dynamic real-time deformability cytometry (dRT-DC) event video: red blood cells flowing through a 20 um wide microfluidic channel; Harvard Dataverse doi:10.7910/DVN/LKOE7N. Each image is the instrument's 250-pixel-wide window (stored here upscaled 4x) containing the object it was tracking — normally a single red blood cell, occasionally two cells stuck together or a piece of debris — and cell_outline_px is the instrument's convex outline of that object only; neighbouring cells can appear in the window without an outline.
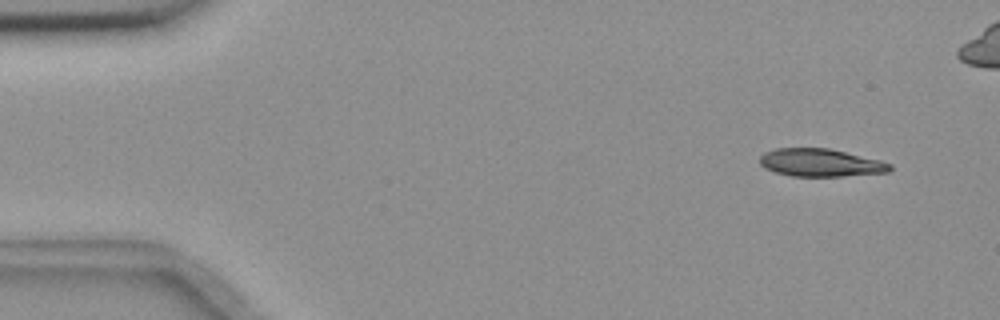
{"species": "common noctule bat (a hibernating species)", "species_latin": "Nyctalus noctula", "temperature_condition": "room temperature", "stored_images_in_passage": 5, "camera_frame_rate_fps": 3000, "um_per_image_px": 0.085, "animal": {"sex": "female", "body_mass_g": 18.4}, "frame": {"image": 1, "passage_image": 1, "time_ms": 0.0, "image_size_px": [1000, 320], "cell_outline_px": [[892, 168], [888, 172], [844, 176], [792, 176], [776, 172], [764, 168], [760, 164], [760, 156], [764, 152], [776, 148], [828, 148], [880, 160], [892, 164]], "centroid_in_image_um": [69.74, 13.83], "position_along_channel_um": 15.3, "area_um2": 21.04}}